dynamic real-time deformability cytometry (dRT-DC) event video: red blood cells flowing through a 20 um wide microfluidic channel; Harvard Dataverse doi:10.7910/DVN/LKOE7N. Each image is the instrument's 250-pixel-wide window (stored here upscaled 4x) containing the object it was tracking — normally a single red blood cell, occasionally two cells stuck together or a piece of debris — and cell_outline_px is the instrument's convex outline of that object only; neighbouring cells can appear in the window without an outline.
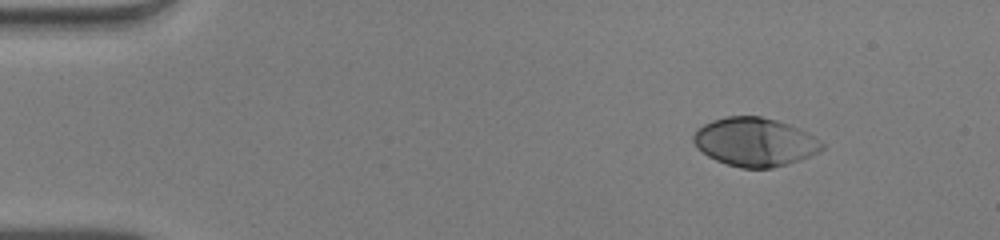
{"species": "human", "species_latin": "Homo sapiens", "temperature_condition": "warm", "stored_images_in_passage": 45, "camera_frame_rate_fps": 3000, "um_per_image_px": 0.085, "donor": {"sex": "male"}, "frame": {"image": 1, "passage_image": 1, "time_ms": 0.0, "image_size_px": [1000, 240], "cell_outline_px": [[824, 148], [800, 160], [788, 164], [772, 168], [740, 168], [716, 160], [708, 156], [696, 148], [692, 140], [692, 136], [696, 128], [712, 120], [724, 116], [760, 116], [776, 120], [800, 128], [820, 140], [824, 144]], "centroid_in_image_um": [64.12, 12.06], "position_along_channel_um": 20.9, "area_um2": 36.53}}
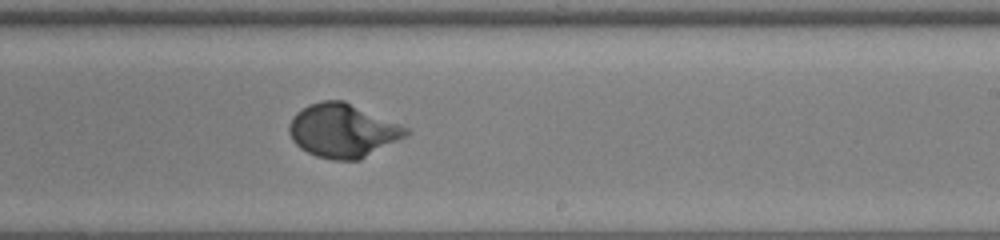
{"frame": {"image": 2, "passage_image": 26, "time_ms": 8.333, "image_size_px": [1000, 240], "cell_outline_px": [[408, 132], [404, 136], [360, 160], [332, 160], [316, 156], [300, 148], [292, 140], [288, 132], [288, 124], [292, 116], [296, 112], [308, 104], [320, 100], [344, 100], [408, 128]], "centroid_in_image_um": [29.06, 11.09], "position_along_channel_um": 259.9, "area_um2": 36.36}}
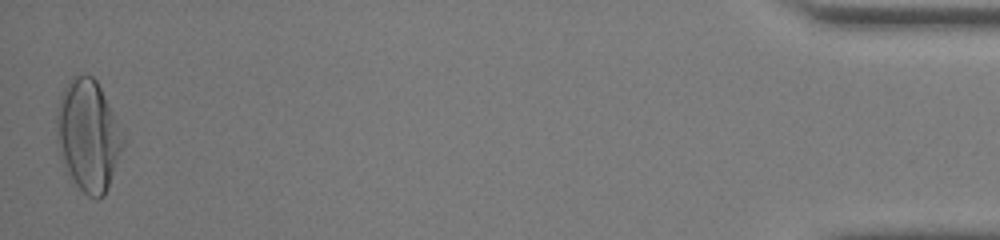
{"frame": {"image": 3, "passage_image": 45, "time_ms": 14.667, "image_size_px": [1000, 240], "cell_outline_px": [[124, 144], [108, 188], [104, 196], [96, 200], [88, 196], [76, 184], [68, 172], [60, 156], [56, 132], [56, 116], [60, 96], [68, 80], [72, 76], [80, 72], [84, 72], [92, 76], [96, 80], [124, 136]], "centroid_in_image_um": [7.48, 11.49], "position_along_channel_um": 427.7, "area_um2": 42.89}, "authors_computed_cell_mechanics": {"area_um2": 35.0846, "velocity_mm_per_s": 4.0628, "shape_relaxation_time_tau1_ms": 2.6582, "shape_relaxation_time_tau2_ms": null, "deformation_change_tau1": 0.2039, "deformation_change_tau2": null}}